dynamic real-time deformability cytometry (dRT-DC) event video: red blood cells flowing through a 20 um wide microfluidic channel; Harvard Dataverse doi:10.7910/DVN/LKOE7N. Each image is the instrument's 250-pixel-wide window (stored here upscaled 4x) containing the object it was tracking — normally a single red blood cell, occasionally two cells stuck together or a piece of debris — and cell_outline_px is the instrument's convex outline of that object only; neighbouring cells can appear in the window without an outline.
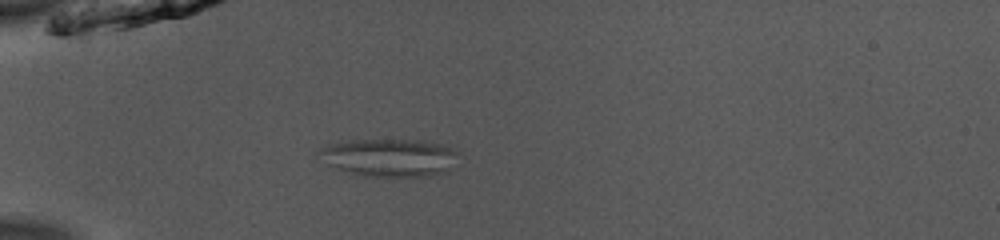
{"species": "common noctule bat (a hibernating species)", "species_latin": "Nyctalus noctula", "temperature_condition": "room temperature", "stored_images_in_passage": 54, "camera_frame_rate_fps": 3000, "um_per_image_px": 0.085, "animal": {"sex": "male", "body_mass_g": 13.0, "forearm_length_mm": 53.1}, "frame": {"image": 1, "passage_image": 17, "time_ms": 5.333, "image_size_px": [1000, 240], "cell_outline_px": [[460, 152], [444, 172], [428, 176], [352, 176], [328, 164], [320, 152], [320, 148], [328, 144], [344, 140], [424, 140], [448, 144], [456, 148]], "centroid_in_image_um": [33.12, 13.38], "position_along_channel_um": 51.9, "area_um2": 30.92}}
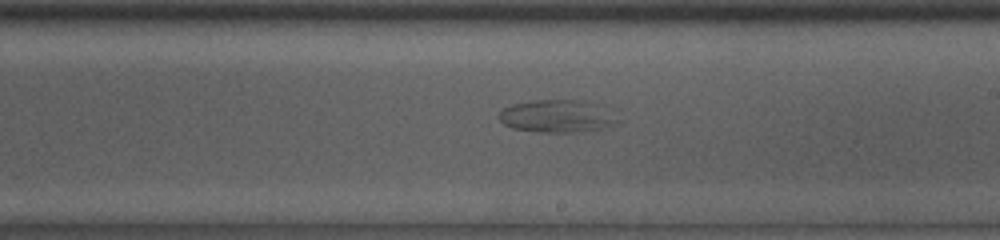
{"frame": {"image": 2, "passage_image": 33, "time_ms": 10.667, "image_size_px": [1000, 240], "cell_outline_px": [[620, 120], [612, 124], [600, 128], [580, 132], [540, 132], [512, 128], [504, 124], [500, 120], [500, 112], [504, 108], [512, 104], [532, 100], [580, 100], [604, 104], [612, 108]], "centroid_in_image_um": [47.44, 9.85], "position_along_channel_um": 241.6, "area_um2": 22.89}}
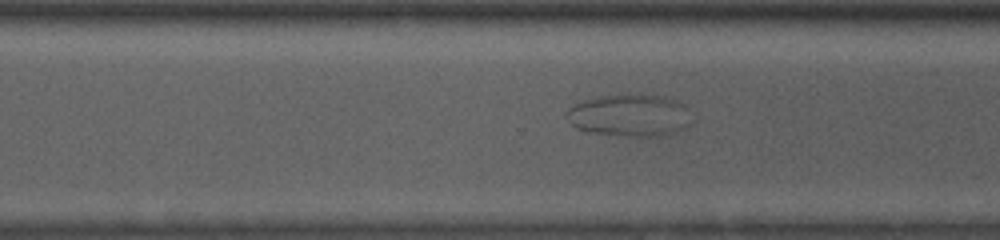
{"frame": {"image": 3, "passage_image": 39, "time_ms": 12.667, "image_size_px": [1000, 240], "cell_outline_px": [[688, 128], [660, 136], [620, 136], [596, 132], [576, 128], [564, 116], [564, 112], [568, 108], [584, 100], [600, 96], [640, 92], [668, 96], [684, 104], [688, 124]], "centroid_in_image_um": [53.49, 9.77], "position_along_channel_um": 317.1, "area_um2": 31.04}}